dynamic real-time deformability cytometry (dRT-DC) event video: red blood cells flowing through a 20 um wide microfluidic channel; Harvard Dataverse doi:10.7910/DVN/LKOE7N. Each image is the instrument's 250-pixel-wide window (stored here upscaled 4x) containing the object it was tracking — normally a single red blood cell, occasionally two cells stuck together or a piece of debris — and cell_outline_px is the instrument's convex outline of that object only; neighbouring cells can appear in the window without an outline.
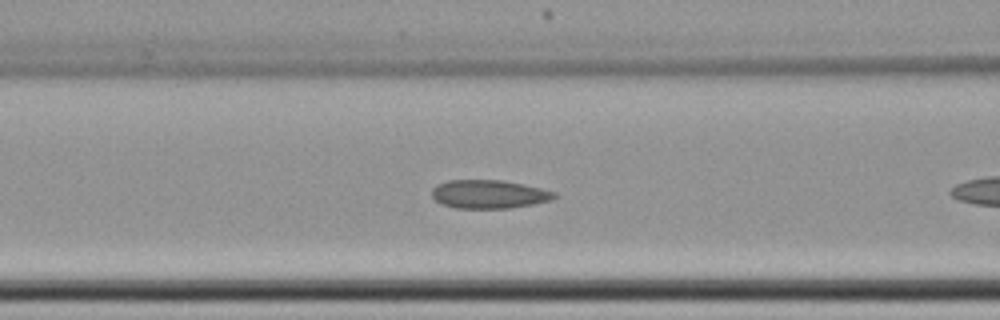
{"species": "common noctule bat (a hibernating species)", "species_latin": "Nyctalus noctula", "temperature_condition": "cold", "stored_images_in_passage": 6, "camera_frame_rate_fps": 3000, "um_per_image_px": 0.085, "animal": {"sex": "female", "body_mass_g": 22.7, "forearm_length_mm": 54.2}, "frame": {"image": 1, "passage_image": 4, "time_ms": 1.0, "image_size_px": [1000, 320], "cell_outline_px": [[556, 196], [552, 200], [532, 204], [508, 208], [456, 208], [440, 204], [432, 196], [432, 188], [436, 184], [448, 180], [504, 180], [524, 184], [556, 192]], "centroid_in_image_um": [41.54, 16.5], "position_along_channel_um": 125.1, "area_um2": 20.4}}